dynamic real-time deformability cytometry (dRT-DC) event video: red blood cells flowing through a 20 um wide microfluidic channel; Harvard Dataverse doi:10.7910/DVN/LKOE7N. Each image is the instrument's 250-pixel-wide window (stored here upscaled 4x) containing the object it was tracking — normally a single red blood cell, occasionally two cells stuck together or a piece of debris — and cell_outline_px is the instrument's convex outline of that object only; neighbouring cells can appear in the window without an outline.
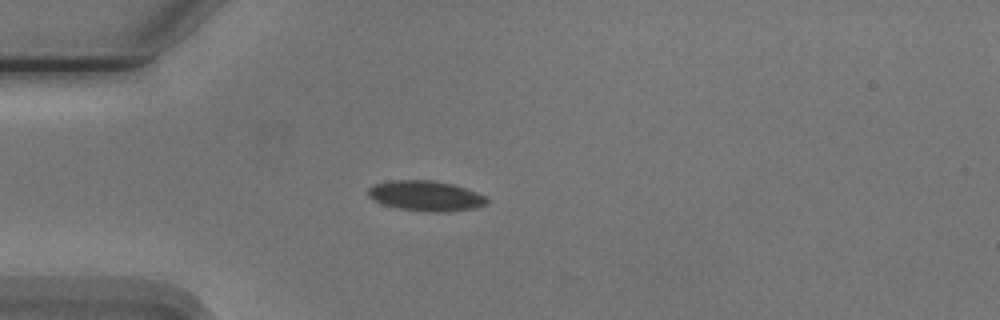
{"species": "Egyptian fruit bat (a non-hibernating species)", "species_latin": "Rousettus aegyptiacus", "temperature_condition": "cold", "stored_images_in_passage": 7, "camera_frame_rate_fps": 3000, "um_per_image_px": 0.085, "animal": {"sex": "male"}, "frame": {"image": 1, "passage_image": 5, "time_ms": 4.667, "image_size_px": [1000, 320], "cell_outline_px": [[492, 200], [488, 204], [476, 208], [448, 212], [424, 212], [400, 208], [384, 204], [372, 200], [368, 196], [368, 188], [376, 184], [392, 180], [432, 180], [452, 184], [476, 192]], "centroid_in_image_um": [36.23, 16.66], "position_along_channel_um": 48.8, "area_um2": 21.04}}